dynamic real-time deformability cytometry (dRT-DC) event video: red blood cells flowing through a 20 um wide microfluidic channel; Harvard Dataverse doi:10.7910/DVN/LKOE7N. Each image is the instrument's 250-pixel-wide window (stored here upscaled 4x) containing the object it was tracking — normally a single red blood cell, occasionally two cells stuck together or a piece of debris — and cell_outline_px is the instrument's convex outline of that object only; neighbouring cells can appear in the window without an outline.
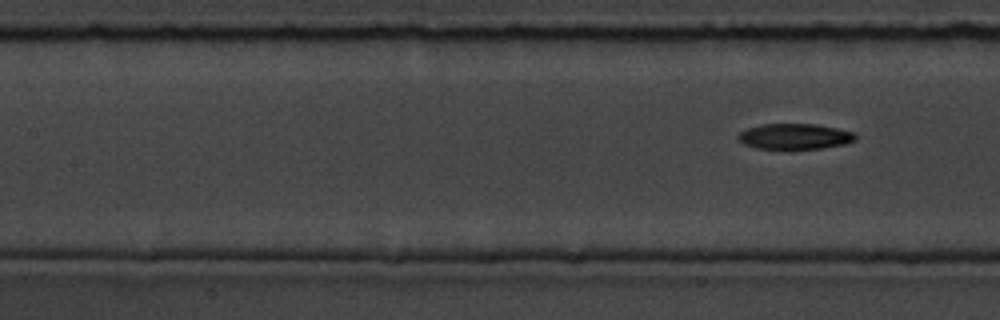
{"species": "common noctule bat (a hibernating species)", "species_latin": "Nyctalus noctula", "temperature_condition": "room temperature", "stored_images_in_passage": 6, "segment_of_instrument_passage": [2, 2], "camera_frame_rate_fps": 3000, "um_per_image_px": 0.085, "animal": {"sex": "male", "body_mass_g": 19.5, "forearm_length_mm": 54.6}, "frame": {"image": 1, "passage_image": 6, "time_ms": 5.667, "image_size_px": [1000, 320], "cell_outline_px": [[856, 140], [844, 144], [820, 148], [756, 148], [744, 144], [736, 136], [740, 132], [748, 128], [760, 124], [816, 124], [836, 128], [852, 132], [856, 136]], "centroid_in_image_um": [67.53, 11.58], "position_along_channel_um": 139.9, "area_um2": 17.22}}